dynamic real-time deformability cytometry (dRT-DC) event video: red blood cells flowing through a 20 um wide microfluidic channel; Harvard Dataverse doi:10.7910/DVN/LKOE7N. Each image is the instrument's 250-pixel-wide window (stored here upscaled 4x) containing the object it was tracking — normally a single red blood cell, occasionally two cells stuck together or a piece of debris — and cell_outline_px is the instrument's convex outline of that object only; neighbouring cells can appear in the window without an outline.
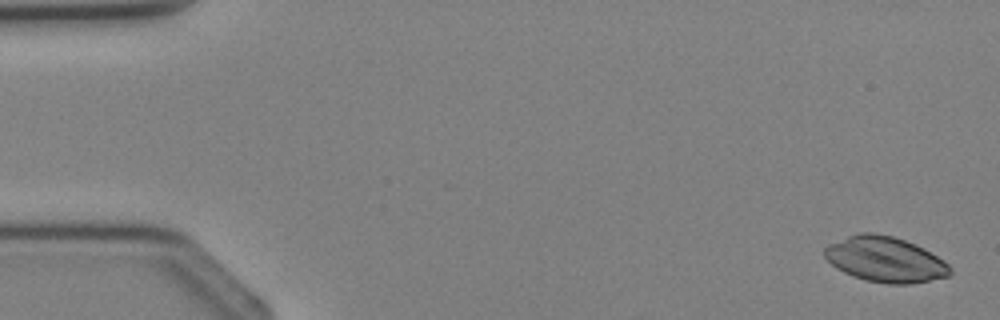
{"species": "Egyptian fruit bat (a non-hibernating species)", "species_latin": "Rousettus aegyptiacus", "temperature_condition": "cold", "stored_images_in_passage": 4, "segment_of_instrument_passage": [2, 2], "camera_frame_rate_fps": 3000, "um_per_image_px": 0.085, "animal": {"sex": "female"}, "frame": {"image": 1, "passage_image": 4, "time_ms": 3.667, "image_size_px": [1000, 320], "cell_outline_px": [[952, 272], [948, 276], [908, 284], [888, 284], [868, 280], [852, 276], [836, 268], [824, 256], [824, 248], [828, 244], [848, 236], [860, 232], [872, 232], [892, 236], [916, 244], [924, 248], [944, 260], [952, 268]], "centroid_in_image_um": [75.24, 22.04], "position_along_channel_um": 9.8, "area_um2": 33.12}}